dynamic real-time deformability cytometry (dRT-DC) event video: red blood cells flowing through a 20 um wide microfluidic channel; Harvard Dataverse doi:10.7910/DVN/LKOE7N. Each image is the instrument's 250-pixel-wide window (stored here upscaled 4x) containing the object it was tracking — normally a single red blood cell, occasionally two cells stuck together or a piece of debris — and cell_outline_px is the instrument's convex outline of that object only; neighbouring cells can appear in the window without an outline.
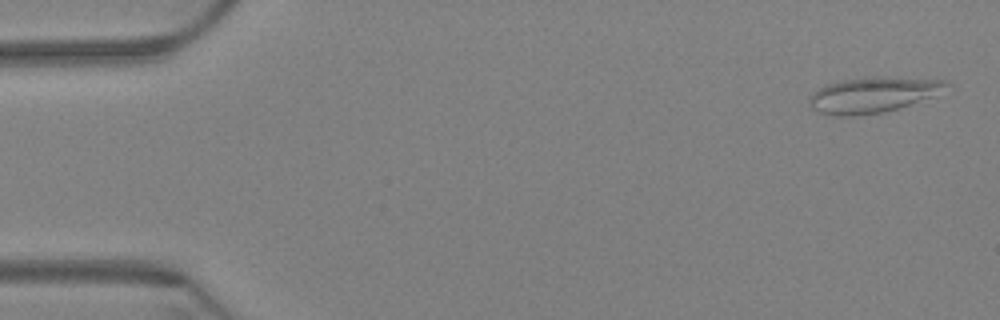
{"species": "Egyptian fruit bat (a non-hibernating species)", "species_latin": "Rousettus aegyptiacus", "temperature_condition": "warm", "stored_images_in_passage": 61, "camera_frame_rate_fps": 3000, "um_per_image_px": 0.085, "animal": {"sex": "female"}, "frame": {"image": 1, "passage_image": 2, "time_ms": 0.333, "image_size_px": [1000, 320], "cell_outline_px": [[956, 88], [900, 108], [884, 112], [852, 116], [832, 116], [816, 112], [812, 108], [808, 100], [808, 96], [812, 92], [824, 84], [840, 80], [864, 76], [876, 76], [948, 80]], "centroid_in_image_um": [74.25, 8.04], "position_along_channel_um": 10.8, "area_um2": 29.48}}
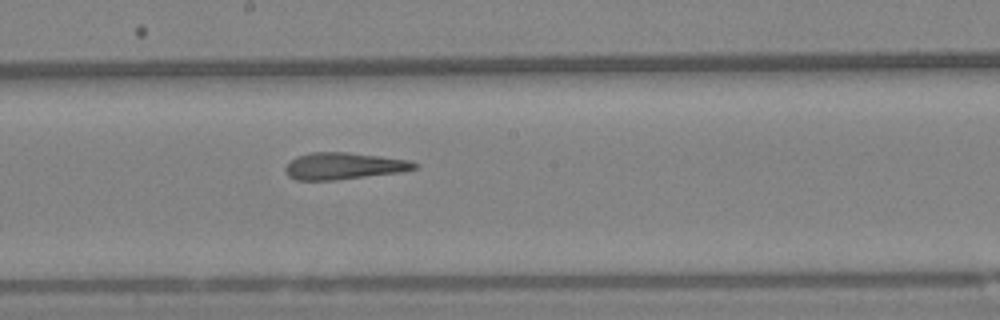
{"frame": {"image": 2, "passage_image": 33, "time_ms": 10.667, "image_size_px": [1000, 320], "cell_outline_px": [[420, 164], [416, 168], [404, 172], [336, 180], [296, 180], [288, 176], [284, 172], [284, 168], [296, 156], [312, 152], [348, 152], [380, 156], [408, 160]], "centroid_in_image_um": [29.23, 14.11], "position_along_channel_um": 219.0, "area_um2": 20.35}}
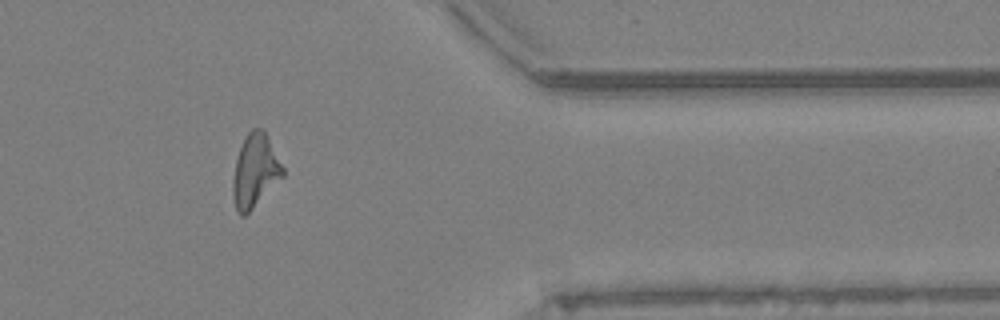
{"frame": {"image": 3, "passage_image": 50, "time_ms": 16.333, "image_size_px": [1000, 320], "cell_outline_px": [[284, 176], [244, 216], [240, 216], [236, 208], [232, 196], [232, 180], [236, 160], [240, 148], [248, 132], [252, 128], [264, 128], [284, 168]], "centroid_in_image_um": [21.68, 14.5], "position_along_channel_um": 389.7, "area_um2": 21.15}, "authors_computed_cell_mechanics": {"area_um2": 20.9814, "velocity_mm_per_s": 3.3454, "shape_relaxation_time_tau1_ms": null, "shape_relaxation_time_tau2_ms": 4.3821, "deformation_change_tau1": null, "deformation_change_tau2": 0.1683}}